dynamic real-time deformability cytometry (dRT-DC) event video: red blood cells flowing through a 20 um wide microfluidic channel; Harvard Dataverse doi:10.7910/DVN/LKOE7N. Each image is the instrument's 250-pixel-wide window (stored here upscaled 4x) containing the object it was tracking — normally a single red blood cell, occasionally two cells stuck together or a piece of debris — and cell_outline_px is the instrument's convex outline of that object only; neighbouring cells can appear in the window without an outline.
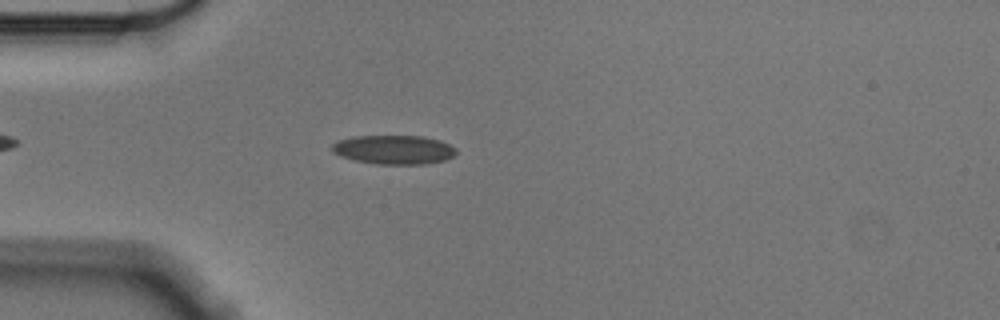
{"species": "Egyptian fruit bat (a non-hibernating species)", "species_latin": "Rousettus aegyptiacus", "temperature_condition": "cold", "stored_images_in_passage": 46, "camera_frame_rate_fps": 3000, "um_per_image_px": 0.085, "animal": {"sex": "male"}, "frame": {"image": 1, "passage_image": 6, "time_ms": 1.667, "image_size_px": [1000, 320], "cell_outline_px": [[456, 152], [452, 156], [444, 160], [424, 164], [376, 164], [356, 160], [332, 152], [332, 144], [340, 140], [352, 136], [424, 136], [440, 140], [456, 148]], "centroid_in_image_um": [33.49, 12.71], "position_along_channel_um": 51.5, "area_um2": 20.81}}
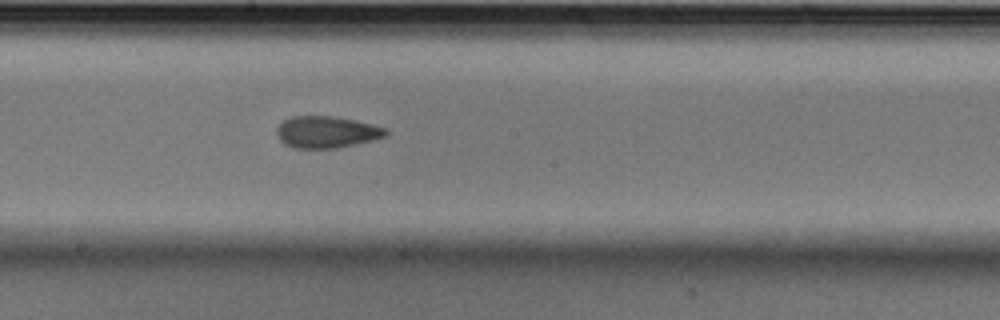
{"frame": {"image": 2, "passage_image": 21, "time_ms": 6.667, "image_size_px": [1000, 320], "cell_outline_px": [[388, 136], [356, 144], [336, 148], [296, 148], [284, 144], [280, 140], [276, 132], [276, 128], [284, 120], [292, 116], [336, 116], [372, 124], [388, 128]], "centroid_in_image_um": [27.78, 11.22], "position_along_channel_um": 220.4, "area_um2": 20.29}}
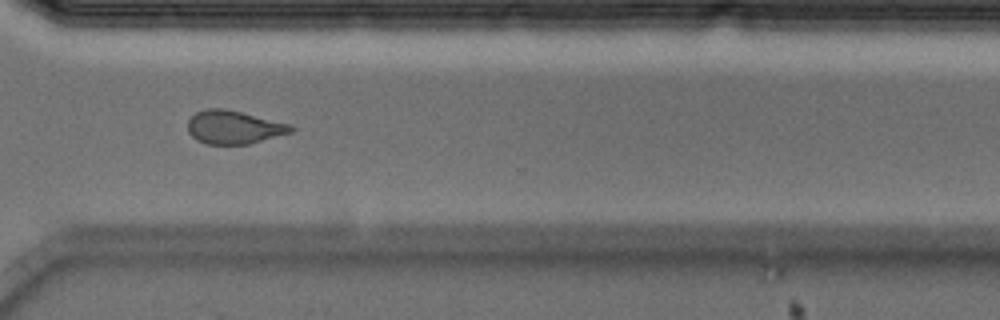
{"frame": {"image": 3, "passage_image": 32, "time_ms": 10.333, "image_size_px": [1000, 320], "cell_outline_px": [[296, 128], [292, 132], [248, 144], [208, 144], [196, 140], [188, 132], [188, 120], [196, 112], [208, 108], [224, 108], [288, 124]], "centroid_in_image_um": [19.84, 10.82], "position_along_channel_um": 350.8, "area_um2": 19.77}, "authors_computed_cell_mechanics": {"area_um2": 20.4034, "velocity_mm_per_s": 3.5593, "shape_relaxation_time_tau1_ms": 8.5165, "shape_relaxation_time_tau2_ms": 3.3306, "deformation_change_tau1": 0.1511, "deformation_change_tau2": 0.1048}}